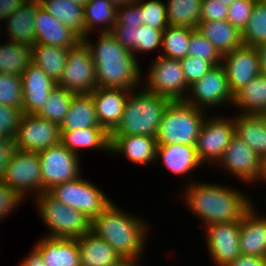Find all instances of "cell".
I'll return each instance as SVG.
<instances>
[{"label": "cell", "instance_id": "cell-13", "mask_svg": "<svg viewBox=\"0 0 266 266\" xmlns=\"http://www.w3.org/2000/svg\"><path fill=\"white\" fill-rule=\"evenodd\" d=\"M13 143L16 150L39 152L61 143L60 127L36 114L23 113Z\"/></svg>", "mask_w": 266, "mask_h": 266}, {"label": "cell", "instance_id": "cell-41", "mask_svg": "<svg viewBox=\"0 0 266 266\" xmlns=\"http://www.w3.org/2000/svg\"><path fill=\"white\" fill-rule=\"evenodd\" d=\"M137 2L141 7L142 25L158 30H165L169 26L165 2L161 0H138Z\"/></svg>", "mask_w": 266, "mask_h": 266}, {"label": "cell", "instance_id": "cell-34", "mask_svg": "<svg viewBox=\"0 0 266 266\" xmlns=\"http://www.w3.org/2000/svg\"><path fill=\"white\" fill-rule=\"evenodd\" d=\"M63 25L85 38L83 6L70 0H44L40 5Z\"/></svg>", "mask_w": 266, "mask_h": 266}, {"label": "cell", "instance_id": "cell-44", "mask_svg": "<svg viewBox=\"0 0 266 266\" xmlns=\"http://www.w3.org/2000/svg\"><path fill=\"white\" fill-rule=\"evenodd\" d=\"M180 63L188 86L200 80L215 67L210 61L193 56H186L180 59Z\"/></svg>", "mask_w": 266, "mask_h": 266}, {"label": "cell", "instance_id": "cell-4", "mask_svg": "<svg viewBox=\"0 0 266 266\" xmlns=\"http://www.w3.org/2000/svg\"><path fill=\"white\" fill-rule=\"evenodd\" d=\"M171 100L147 91L144 87L129 92L118 126L110 135L154 136Z\"/></svg>", "mask_w": 266, "mask_h": 266}, {"label": "cell", "instance_id": "cell-33", "mask_svg": "<svg viewBox=\"0 0 266 266\" xmlns=\"http://www.w3.org/2000/svg\"><path fill=\"white\" fill-rule=\"evenodd\" d=\"M31 50L32 63L58 83L62 77L69 50L43 43H35Z\"/></svg>", "mask_w": 266, "mask_h": 266}, {"label": "cell", "instance_id": "cell-43", "mask_svg": "<svg viewBox=\"0 0 266 266\" xmlns=\"http://www.w3.org/2000/svg\"><path fill=\"white\" fill-rule=\"evenodd\" d=\"M163 31L144 24L138 27L135 35V49L132 51L135 58L142 52L145 54L153 50L161 52Z\"/></svg>", "mask_w": 266, "mask_h": 266}, {"label": "cell", "instance_id": "cell-18", "mask_svg": "<svg viewBox=\"0 0 266 266\" xmlns=\"http://www.w3.org/2000/svg\"><path fill=\"white\" fill-rule=\"evenodd\" d=\"M36 43H43L66 50L76 48L82 38L72 29L63 25L40 5L35 14Z\"/></svg>", "mask_w": 266, "mask_h": 266}, {"label": "cell", "instance_id": "cell-42", "mask_svg": "<svg viewBox=\"0 0 266 266\" xmlns=\"http://www.w3.org/2000/svg\"><path fill=\"white\" fill-rule=\"evenodd\" d=\"M188 56L210 61L214 66L222 64V55L197 29L191 30Z\"/></svg>", "mask_w": 266, "mask_h": 266}, {"label": "cell", "instance_id": "cell-50", "mask_svg": "<svg viewBox=\"0 0 266 266\" xmlns=\"http://www.w3.org/2000/svg\"><path fill=\"white\" fill-rule=\"evenodd\" d=\"M136 30L135 27L128 28L121 24H114L110 33L124 48L132 52L135 49Z\"/></svg>", "mask_w": 266, "mask_h": 266}, {"label": "cell", "instance_id": "cell-61", "mask_svg": "<svg viewBox=\"0 0 266 266\" xmlns=\"http://www.w3.org/2000/svg\"><path fill=\"white\" fill-rule=\"evenodd\" d=\"M220 3H224L226 5H230L231 3H233L235 0H218Z\"/></svg>", "mask_w": 266, "mask_h": 266}, {"label": "cell", "instance_id": "cell-39", "mask_svg": "<svg viewBox=\"0 0 266 266\" xmlns=\"http://www.w3.org/2000/svg\"><path fill=\"white\" fill-rule=\"evenodd\" d=\"M243 45L257 47L266 42V5L256 1L246 27L241 32Z\"/></svg>", "mask_w": 266, "mask_h": 266}, {"label": "cell", "instance_id": "cell-20", "mask_svg": "<svg viewBox=\"0 0 266 266\" xmlns=\"http://www.w3.org/2000/svg\"><path fill=\"white\" fill-rule=\"evenodd\" d=\"M110 155H124L136 165L156 162L157 140L145 135H110Z\"/></svg>", "mask_w": 266, "mask_h": 266}, {"label": "cell", "instance_id": "cell-5", "mask_svg": "<svg viewBox=\"0 0 266 266\" xmlns=\"http://www.w3.org/2000/svg\"><path fill=\"white\" fill-rule=\"evenodd\" d=\"M207 112L185 101H171L156 134L157 144L195 145Z\"/></svg>", "mask_w": 266, "mask_h": 266}, {"label": "cell", "instance_id": "cell-47", "mask_svg": "<svg viewBox=\"0 0 266 266\" xmlns=\"http://www.w3.org/2000/svg\"><path fill=\"white\" fill-rule=\"evenodd\" d=\"M24 201L15 190L0 180V222Z\"/></svg>", "mask_w": 266, "mask_h": 266}, {"label": "cell", "instance_id": "cell-15", "mask_svg": "<svg viewBox=\"0 0 266 266\" xmlns=\"http://www.w3.org/2000/svg\"><path fill=\"white\" fill-rule=\"evenodd\" d=\"M233 177L252 185L260 174L261 157L236 134L217 165ZM252 183V184H251Z\"/></svg>", "mask_w": 266, "mask_h": 266}, {"label": "cell", "instance_id": "cell-46", "mask_svg": "<svg viewBox=\"0 0 266 266\" xmlns=\"http://www.w3.org/2000/svg\"><path fill=\"white\" fill-rule=\"evenodd\" d=\"M22 115V110L0 104V139L13 140Z\"/></svg>", "mask_w": 266, "mask_h": 266}, {"label": "cell", "instance_id": "cell-37", "mask_svg": "<svg viewBox=\"0 0 266 266\" xmlns=\"http://www.w3.org/2000/svg\"><path fill=\"white\" fill-rule=\"evenodd\" d=\"M191 28L169 25L163 31L161 54L172 59H182L188 56Z\"/></svg>", "mask_w": 266, "mask_h": 266}, {"label": "cell", "instance_id": "cell-45", "mask_svg": "<svg viewBox=\"0 0 266 266\" xmlns=\"http://www.w3.org/2000/svg\"><path fill=\"white\" fill-rule=\"evenodd\" d=\"M255 2V0H235L228 5L227 21L242 32L249 21Z\"/></svg>", "mask_w": 266, "mask_h": 266}, {"label": "cell", "instance_id": "cell-27", "mask_svg": "<svg viewBox=\"0 0 266 266\" xmlns=\"http://www.w3.org/2000/svg\"><path fill=\"white\" fill-rule=\"evenodd\" d=\"M61 132V143L71 152L77 154L81 148L100 149L110 153V134L103 127H88Z\"/></svg>", "mask_w": 266, "mask_h": 266}, {"label": "cell", "instance_id": "cell-7", "mask_svg": "<svg viewBox=\"0 0 266 266\" xmlns=\"http://www.w3.org/2000/svg\"><path fill=\"white\" fill-rule=\"evenodd\" d=\"M48 193L64 205L82 212L91 221L112 202L101 188L85 180L82 175L55 185Z\"/></svg>", "mask_w": 266, "mask_h": 266}, {"label": "cell", "instance_id": "cell-6", "mask_svg": "<svg viewBox=\"0 0 266 266\" xmlns=\"http://www.w3.org/2000/svg\"><path fill=\"white\" fill-rule=\"evenodd\" d=\"M38 216L48 228V238L76 239L91 231V220L82 212L57 201L48 192L36 197Z\"/></svg>", "mask_w": 266, "mask_h": 266}, {"label": "cell", "instance_id": "cell-32", "mask_svg": "<svg viewBox=\"0 0 266 266\" xmlns=\"http://www.w3.org/2000/svg\"><path fill=\"white\" fill-rule=\"evenodd\" d=\"M83 11L85 36L92 35V31L96 28L99 29L97 30V33L112 31V28L116 23L117 8L110 1L88 0L83 6Z\"/></svg>", "mask_w": 266, "mask_h": 266}, {"label": "cell", "instance_id": "cell-36", "mask_svg": "<svg viewBox=\"0 0 266 266\" xmlns=\"http://www.w3.org/2000/svg\"><path fill=\"white\" fill-rule=\"evenodd\" d=\"M166 3L169 25L197 29L202 0H167Z\"/></svg>", "mask_w": 266, "mask_h": 266}, {"label": "cell", "instance_id": "cell-2", "mask_svg": "<svg viewBox=\"0 0 266 266\" xmlns=\"http://www.w3.org/2000/svg\"><path fill=\"white\" fill-rule=\"evenodd\" d=\"M97 34L94 41L89 35L82 39L95 64L97 87L129 91L142 87V69L132 52L124 48L110 32Z\"/></svg>", "mask_w": 266, "mask_h": 266}, {"label": "cell", "instance_id": "cell-31", "mask_svg": "<svg viewBox=\"0 0 266 266\" xmlns=\"http://www.w3.org/2000/svg\"><path fill=\"white\" fill-rule=\"evenodd\" d=\"M232 105L241 110L238 114L266 115V76L260 74L238 90Z\"/></svg>", "mask_w": 266, "mask_h": 266}, {"label": "cell", "instance_id": "cell-48", "mask_svg": "<svg viewBox=\"0 0 266 266\" xmlns=\"http://www.w3.org/2000/svg\"><path fill=\"white\" fill-rule=\"evenodd\" d=\"M141 7L138 2L117 8L115 24L138 28L142 25Z\"/></svg>", "mask_w": 266, "mask_h": 266}, {"label": "cell", "instance_id": "cell-38", "mask_svg": "<svg viewBox=\"0 0 266 266\" xmlns=\"http://www.w3.org/2000/svg\"><path fill=\"white\" fill-rule=\"evenodd\" d=\"M74 95L75 93L57 85L52 89L43 107L36 115L60 125Z\"/></svg>", "mask_w": 266, "mask_h": 266}, {"label": "cell", "instance_id": "cell-56", "mask_svg": "<svg viewBox=\"0 0 266 266\" xmlns=\"http://www.w3.org/2000/svg\"><path fill=\"white\" fill-rule=\"evenodd\" d=\"M262 181L266 183V155L261 158L260 174L256 182Z\"/></svg>", "mask_w": 266, "mask_h": 266}, {"label": "cell", "instance_id": "cell-12", "mask_svg": "<svg viewBox=\"0 0 266 266\" xmlns=\"http://www.w3.org/2000/svg\"><path fill=\"white\" fill-rule=\"evenodd\" d=\"M38 155L41 162L43 192L81 176V155L69 151L62 143L41 150Z\"/></svg>", "mask_w": 266, "mask_h": 266}, {"label": "cell", "instance_id": "cell-55", "mask_svg": "<svg viewBox=\"0 0 266 266\" xmlns=\"http://www.w3.org/2000/svg\"><path fill=\"white\" fill-rule=\"evenodd\" d=\"M259 56L261 74L266 76V42L256 47Z\"/></svg>", "mask_w": 266, "mask_h": 266}, {"label": "cell", "instance_id": "cell-19", "mask_svg": "<svg viewBox=\"0 0 266 266\" xmlns=\"http://www.w3.org/2000/svg\"><path fill=\"white\" fill-rule=\"evenodd\" d=\"M23 113L37 114L57 83L42 69L31 63L23 72Z\"/></svg>", "mask_w": 266, "mask_h": 266}, {"label": "cell", "instance_id": "cell-22", "mask_svg": "<svg viewBox=\"0 0 266 266\" xmlns=\"http://www.w3.org/2000/svg\"><path fill=\"white\" fill-rule=\"evenodd\" d=\"M255 208L253 204L240 221V250L241 254L266 258V214L262 216Z\"/></svg>", "mask_w": 266, "mask_h": 266}, {"label": "cell", "instance_id": "cell-26", "mask_svg": "<svg viewBox=\"0 0 266 266\" xmlns=\"http://www.w3.org/2000/svg\"><path fill=\"white\" fill-rule=\"evenodd\" d=\"M37 4L25 2L6 19L7 40L32 47L36 43L35 14Z\"/></svg>", "mask_w": 266, "mask_h": 266}, {"label": "cell", "instance_id": "cell-21", "mask_svg": "<svg viewBox=\"0 0 266 266\" xmlns=\"http://www.w3.org/2000/svg\"><path fill=\"white\" fill-rule=\"evenodd\" d=\"M129 90L97 87L92 93L98 121L109 134L120 123Z\"/></svg>", "mask_w": 266, "mask_h": 266}, {"label": "cell", "instance_id": "cell-28", "mask_svg": "<svg viewBox=\"0 0 266 266\" xmlns=\"http://www.w3.org/2000/svg\"><path fill=\"white\" fill-rule=\"evenodd\" d=\"M197 30L208 39L223 56L243 45L241 31L224 21H200Z\"/></svg>", "mask_w": 266, "mask_h": 266}, {"label": "cell", "instance_id": "cell-29", "mask_svg": "<svg viewBox=\"0 0 266 266\" xmlns=\"http://www.w3.org/2000/svg\"><path fill=\"white\" fill-rule=\"evenodd\" d=\"M60 131L101 127L91 94H75L59 125Z\"/></svg>", "mask_w": 266, "mask_h": 266}, {"label": "cell", "instance_id": "cell-30", "mask_svg": "<svg viewBox=\"0 0 266 266\" xmlns=\"http://www.w3.org/2000/svg\"><path fill=\"white\" fill-rule=\"evenodd\" d=\"M235 134L261 158L266 155V115L237 114Z\"/></svg>", "mask_w": 266, "mask_h": 266}, {"label": "cell", "instance_id": "cell-52", "mask_svg": "<svg viewBox=\"0 0 266 266\" xmlns=\"http://www.w3.org/2000/svg\"><path fill=\"white\" fill-rule=\"evenodd\" d=\"M226 266H266V258L240 254L235 260Z\"/></svg>", "mask_w": 266, "mask_h": 266}, {"label": "cell", "instance_id": "cell-35", "mask_svg": "<svg viewBox=\"0 0 266 266\" xmlns=\"http://www.w3.org/2000/svg\"><path fill=\"white\" fill-rule=\"evenodd\" d=\"M0 44V73L22 76L32 63L31 47L10 40Z\"/></svg>", "mask_w": 266, "mask_h": 266}, {"label": "cell", "instance_id": "cell-17", "mask_svg": "<svg viewBox=\"0 0 266 266\" xmlns=\"http://www.w3.org/2000/svg\"><path fill=\"white\" fill-rule=\"evenodd\" d=\"M221 65L225 68L228 87L233 95L261 74L256 47L242 45L224 54Z\"/></svg>", "mask_w": 266, "mask_h": 266}, {"label": "cell", "instance_id": "cell-8", "mask_svg": "<svg viewBox=\"0 0 266 266\" xmlns=\"http://www.w3.org/2000/svg\"><path fill=\"white\" fill-rule=\"evenodd\" d=\"M155 59L149 66L150 69L146 74L148 77L142 78L144 88L149 92L169 98L171 101H184L189 86L184 77L180 60L162 55H158Z\"/></svg>", "mask_w": 266, "mask_h": 266}, {"label": "cell", "instance_id": "cell-9", "mask_svg": "<svg viewBox=\"0 0 266 266\" xmlns=\"http://www.w3.org/2000/svg\"><path fill=\"white\" fill-rule=\"evenodd\" d=\"M25 201L31 194L36 197L43 192L41 162L38 152L14 150L1 178ZM27 196V197H26Z\"/></svg>", "mask_w": 266, "mask_h": 266}, {"label": "cell", "instance_id": "cell-16", "mask_svg": "<svg viewBox=\"0 0 266 266\" xmlns=\"http://www.w3.org/2000/svg\"><path fill=\"white\" fill-rule=\"evenodd\" d=\"M204 230L208 255L215 266H226L241 254L240 221L213 223Z\"/></svg>", "mask_w": 266, "mask_h": 266}, {"label": "cell", "instance_id": "cell-53", "mask_svg": "<svg viewBox=\"0 0 266 266\" xmlns=\"http://www.w3.org/2000/svg\"><path fill=\"white\" fill-rule=\"evenodd\" d=\"M25 0H0V22L6 19L21 7Z\"/></svg>", "mask_w": 266, "mask_h": 266}, {"label": "cell", "instance_id": "cell-11", "mask_svg": "<svg viewBox=\"0 0 266 266\" xmlns=\"http://www.w3.org/2000/svg\"><path fill=\"white\" fill-rule=\"evenodd\" d=\"M184 101L205 111L218 109L224 104H233V94L228 87L225 68L222 65L215 66L200 80L190 85Z\"/></svg>", "mask_w": 266, "mask_h": 266}, {"label": "cell", "instance_id": "cell-10", "mask_svg": "<svg viewBox=\"0 0 266 266\" xmlns=\"http://www.w3.org/2000/svg\"><path fill=\"white\" fill-rule=\"evenodd\" d=\"M207 116L196 140V150L200 161L210 166L216 165L235 134L234 116Z\"/></svg>", "mask_w": 266, "mask_h": 266}, {"label": "cell", "instance_id": "cell-40", "mask_svg": "<svg viewBox=\"0 0 266 266\" xmlns=\"http://www.w3.org/2000/svg\"><path fill=\"white\" fill-rule=\"evenodd\" d=\"M21 76L0 73V104L23 111Z\"/></svg>", "mask_w": 266, "mask_h": 266}, {"label": "cell", "instance_id": "cell-54", "mask_svg": "<svg viewBox=\"0 0 266 266\" xmlns=\"http://www.w3.org/2000/svg\"><path fill=\"white\" fill-rule=\"evenodd\" d=\"M19 266H46V264L43 262L42 256L32 248L27 257L21 260Z\"/></svg>", "mask_w": 266, "mask_h": 266}, {"label": "cell", "instance_id": "cell-58", "mask_svg": "<svg viewBox=\"0 0 266 266\" xmlns=\"http://www.w3.org/2000/svg\"><path fill=\"white\" fill-rule=\"evenodd\" d=\"M108 1H110L116 8H118L128 4L136 3L138 0H108Z\"/></svg>", "mask_w": 266, "mask_h": 266}, {"label": "cell", "instance_id": "cell-60", "mask_svg": "<svg viewBox=\"0 0 266 266\" xmlns=\"http://www.w3.org/2000/svg\"><path fill=\"white\" fill-rule=\"evenodd\" d=\"M70 1L84 6L88 0H70Z\"/></svg>", "mask_w": 266, "mask_h": 266}, {"label": "cell", "instance_id": "cell-14", "mask_svg": "<svg viewBox=\"0 0 266 266\" xmlns=\"http://www.w3.org/2000/svg\"><path fill=\"white\" fill-rule=\"evenodd\" d=\"M57 85L75 94H91L97 88L95 64L83 42L69 50Z\"/></svg>", "mask_w": 266, "mask_h": 266}, {"label": "cell", "instance_id": "cell-3", "mask_svg": "<svg viewBox=\"0 0 266 266\" xmlns=\"http://www.w3.org/2000/svg\"><path fill=\"white\" fill-rule=\"evenodd\" d=\"M124 212L112 201L91 221V232L109 243L122 259L139 260L148 242L149 224L141 216Z\"/></svg>", "mask_w": 266, "mask_h": 266}, {"label": "cell", "instance_id": "cell-1", "mask_svg": "<svg viewBox=\"0 0 266 266\" xmlns=\"http://www.w3.org/2000/svg\"><path fill=\"white\" fill-rule=\"evenodd\" d=\"M190 181L193 183L185 186L179 198L198 220L203 221L204 227L213 223L241 221L244 213L255 204L241 189L217 182Z\"/></svg>", "mask_w": 266, "mask_h": 266}, {"label": "cell", "instance_id": "cell-59", "mask_svg": "<svg viewBox=\"0 0 266 266\" xmlns=\"http://www.w3.org/2000/svg\"><path fill=\"white\" fill-rule=\"evenodd\" d=\"M25 1L33 3V4H37V5H41L44 2V0H25Z\"/></svg>", "mask_w": 266, "mask_h": 266}, {"label": "cell", "instance_id": "cell-25", "mask_svg": "<svg viewBox=\"0 0 266 266\" xmlns=\"http://www.w3.org/2000/svg\"><path fill=\"white\" fill-rule=\"evenodd\" d=\"M76 239L81 266H114L122 260L109 243L91 231Z\"/></svg>", "mask_w": 266, "mask_h": 266}, {"label": "cell", "instance_id": "cell-51", "mask_svg": "<svg viewBox=\"0 0 266 266\" xmlns=\"http://www.w3.org/2000/svg\"><path fill=\"white\" fill-rule=\"evenodd\" d=\"M15 150V146L12 139L2 138L0 139V180L5 172L8 160L11 154Z\"/></svg>", "mask_w": 266, "mask_h": 266}, {"label": "cell", "instance_id": "cell-49", "mask_svg": "<svg viewBox=\"0 0 266 266\" xmlns=\"http://www.w3.org/2000/svg\"><path fill=\"white\" fill-rule=\"evenodd\" d=\"M228 5L218 0H202L200 21L227 20Z\"/></svg>", "mask_w": 266, "mask_h": 266}, {"label": "cell", "instance_id": "cell-24", "mask_svg": "<svg viewBox=\"0 0 266 266\" xmlns=\"http://www.w3.org/2000/svg\"><path fill=\"white\" fill-rule=\"evenodd\" d=\"M33 248L46 266H81L77 239L42 237Z\"/></svg>", "mask_w": 266, "mask_h": 266}, {"label": "cell", "instance_id": "cell-57", "mask_svg": "<svg viewBox=\"0 0 266 266\" xmlns=\"http://www.w3.org/2000/svg\"><path fill=\"white\" fill-rule=\"evenodd\" d=\"M142 259L140 260H133V259H122L118 264L114 266H142L140 264Z\"/></svg>", "mask_w": 266, "mask_h": 266}, {"label": "cell", "instance_id": "cell-23", "mask_svg": "<svg viewBox=\"0 0 266 266\" xmlns=\"http://www.w3.org/2000/svg\"><path fill=\"white\" fill-rule=\"evenodd\" d=\"M164 165L174 175H185L200 168V161L195 145L157 144L156 162Z\"/></svg>", "mask_w": 266, "mask_h": 266}]
</instances>
